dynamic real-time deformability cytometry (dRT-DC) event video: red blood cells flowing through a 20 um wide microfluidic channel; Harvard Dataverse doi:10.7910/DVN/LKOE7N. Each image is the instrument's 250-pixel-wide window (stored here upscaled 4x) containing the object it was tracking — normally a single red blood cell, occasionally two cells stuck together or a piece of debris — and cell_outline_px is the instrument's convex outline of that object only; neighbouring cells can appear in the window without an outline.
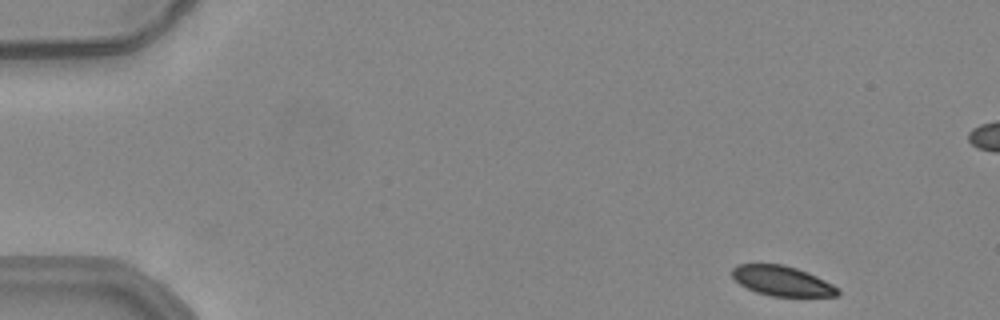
{"species": "common noctule bat (a hibernating species)", "species_latin": "Nyctalus noctula", "temperature_condition": "warm", "stored_images_in_passage": 51, "camera_frame_rate_fps": 3000, "um_per_image_px": 0.085, "animal": {"sex": "female", "body_mass_g": 24.6, "forearm_length_mm": 56.2}, "frame": {"image": 1, "passage_image": 2, "time_ms": 0.333, "image_size_px": [1000, 320], "cell_outline_px": [[840, 292], [836, 296], [772, 296], [756, 292], [740, 284], [732, 276], [732, 268], [736, 264], [780, 264], [796, 268], [808, 272], [840, 288]], "centroid_in_image_um": [66.48, 23.87], "position_along_channel_um": 18.5, "area_um2": 18.32}}
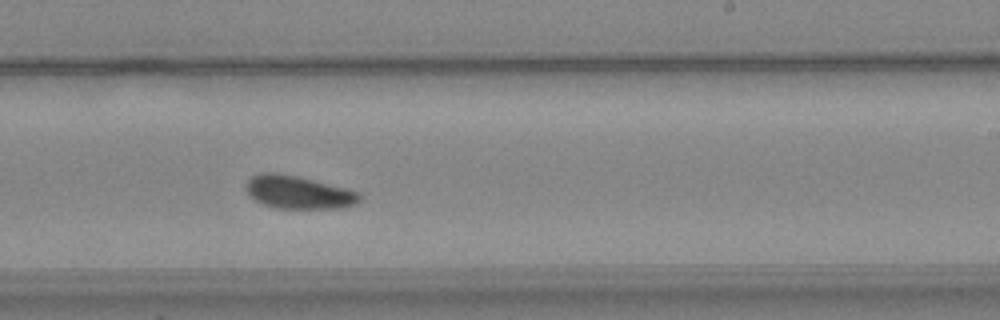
{"frame": {"image": 2, "passage_image": 30, "time_ms": 9.667, "image_size_px": [1000, 320], "cell_outline_px": [[360, 200], [356, 204], [344, 208], [276, 208], [264, 204], [248, 196], [244, 188], [244, 184], [252, 176], [260, 172], [276, 172], [296, 176], [360, 192]], "centroid_in_image_um": [25.31, 16.34], "position_along_channel_um": 263.7, "area_um2": 21.85}}
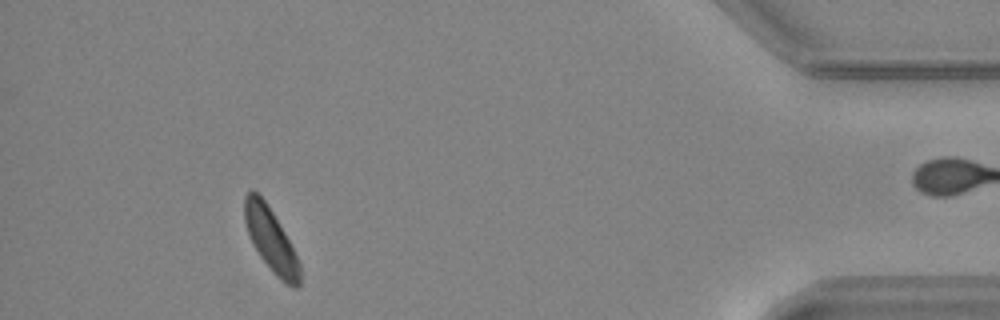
{"frame": {"image": 3, "passage_image": 46, "time_ms": 15.0, "image_size_px": [1000, 320], "cell_outline_px": [[300, 284], [296, 288], [292, 288], [284, 284], [276, 276], [260, 256], [248, 232], [244, 220], [244, 196], [252, 188], [268, 204], [284, 232], [300, 264]], "centroid_in_image_um": [23.02, 20.39], "position_along_channel_um": 412.2, "area_um2": 20.11}, "authors_computed_cell_mechanics": {"area_um2": 21.2126, "velocity_mm_per_s": 3.8694, "shape_relaxation_time_tau1_ms": 2.0701, "shape_relaxation_time_tau2_ms": null, "deformation_change_tau1": 0.0634, "deformation_change_tau2": null}}